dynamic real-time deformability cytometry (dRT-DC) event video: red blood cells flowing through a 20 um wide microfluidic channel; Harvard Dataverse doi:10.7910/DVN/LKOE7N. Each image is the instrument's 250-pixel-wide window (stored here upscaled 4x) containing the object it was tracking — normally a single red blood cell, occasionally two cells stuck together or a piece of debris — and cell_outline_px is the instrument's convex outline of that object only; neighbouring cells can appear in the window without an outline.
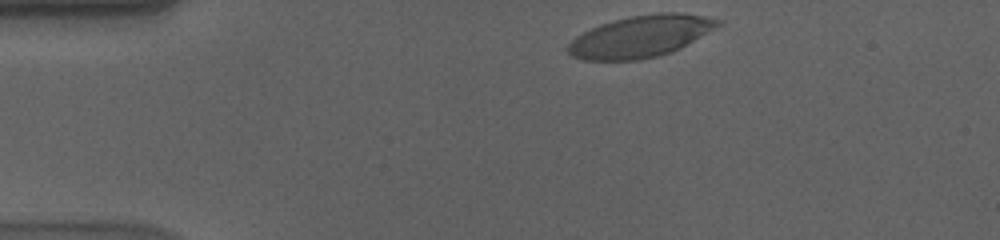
{"species": "human", "species_latin": "Homo sapiens", "temperature_condition": "cold", "stored_images_in_passage": 40, "camera_frame_rate_fps": 3000, "um_per_image_px": 0.085, "donor": {"sex": "male"}, "frame": {"image": 1, "passage_image": 1, "time_ms": 0.0, "image_size_px": [1000, 240], "cell_outline_px": [[720, 24], [680, 48], [672, 52], [660, 56], [640, 60], [584, 60], [572, 56], [568, 52], [568, 44], [576, 36], [600, 24], [632, 16], [660, 12], [680, 12], [704, 16], [720, 20]], "centroid_in_image_um": [54.43, 3.1], "position_along_channel_um": 30.6, "area_um2": 36.01}}
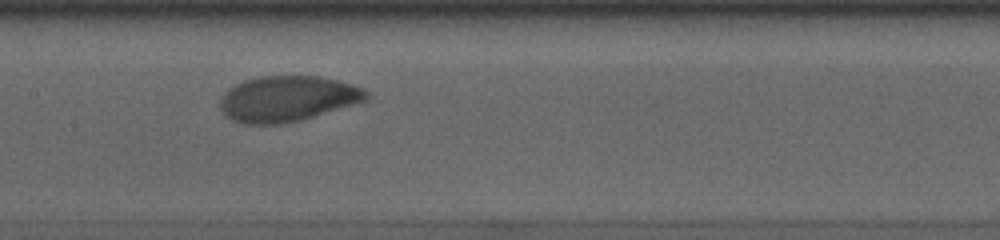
{"frame": {"image": 2, "passage_image": 19, "time_ms": 6.0, "image_size_px": [1000, 240], "cell_outline_px": [[372, 96], [368, 100], [300, 120], [280, 124], [244, 124], [232, 120], [220, 108], [220, 100], [224, 92], [228, 88], [244, 80], [260, 76], [320, 76], [352, 84], [364, 88]], "centroid_in_image_um": [24.45, 8.38], "position_along_channel_um": 182.9, "area_um2": 38.9}}
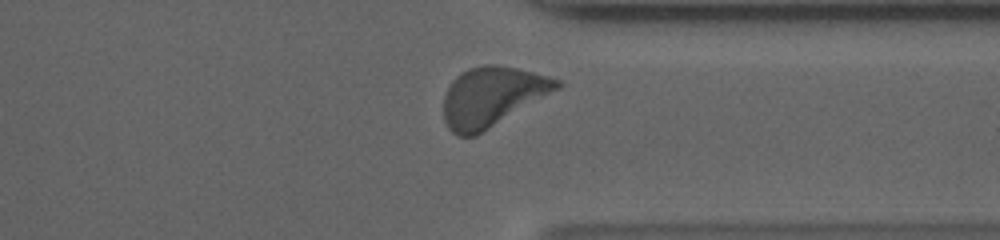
{"frame": {"image": 3, "passage_image": 35, "time_ms": 11.333, "image_size_px": [1000, 240], "cell_outline_px": [[564, 84], [560, 88], [476, 136], [456, 136], [448, 128], [444, 120], [444, 96], [452, 80], [460, 72], [468, 68], [484, 64], [496, 64], [516, 68], [548, 76], [560, 80]], "centroid_in_image_um": [41.81, 8.21], "position_along_channel_um": 369.6, "area_um2": 39.3}, "authors_computed_cell_mechanics": {"area_um2": 37.9457, "velocity_mm_per_s": 3.5245, "shape_relaxation_time_tau1_ms": 4.2932, "shape_relaxation_time_tau2_ms": 6.1273, "deformation_change_tau1": 0.1692, "deformation_change_tau2": 0.0999}}